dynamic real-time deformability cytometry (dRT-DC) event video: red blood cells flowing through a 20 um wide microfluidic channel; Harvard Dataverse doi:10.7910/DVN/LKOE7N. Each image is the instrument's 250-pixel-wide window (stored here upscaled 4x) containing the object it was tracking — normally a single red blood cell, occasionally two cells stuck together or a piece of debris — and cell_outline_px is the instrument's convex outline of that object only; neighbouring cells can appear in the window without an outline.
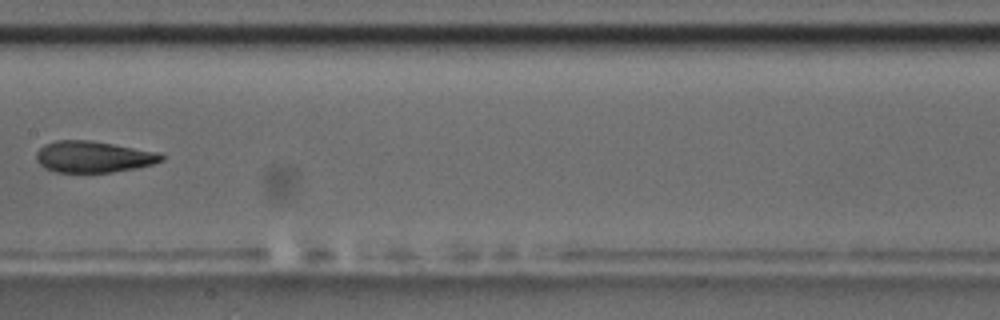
{"species": "common noctule bat (a hibernating species)", "species_latin": "Nyctalus noctula", "temperature_condition": "room temperature", "stored_images_in_passage": 8, "camera_frame_rate_fps": 3000, "um_per_image_px": 0.085, "animal": {"sex": "male", "body_mass_g": 17.5, "forearm_length_mm": 52.3}, "frame": {"image": 1, "passage_image": 8, "time_ms": 10.0, "image_size_px": [1000, 320], "cell_outline_px": [[164, 160], [152, 164], [136, 168], [112, 172], [56, 172], [44, 168], [36, 160], [36, 152], [44, 144], [56, 140], [88, 140], [160, 152], [164, 156]], "centroid_in_image_um": [7.93, 13.33], "position_along_channel_um": 199.5, "area_um2": 22.89}}